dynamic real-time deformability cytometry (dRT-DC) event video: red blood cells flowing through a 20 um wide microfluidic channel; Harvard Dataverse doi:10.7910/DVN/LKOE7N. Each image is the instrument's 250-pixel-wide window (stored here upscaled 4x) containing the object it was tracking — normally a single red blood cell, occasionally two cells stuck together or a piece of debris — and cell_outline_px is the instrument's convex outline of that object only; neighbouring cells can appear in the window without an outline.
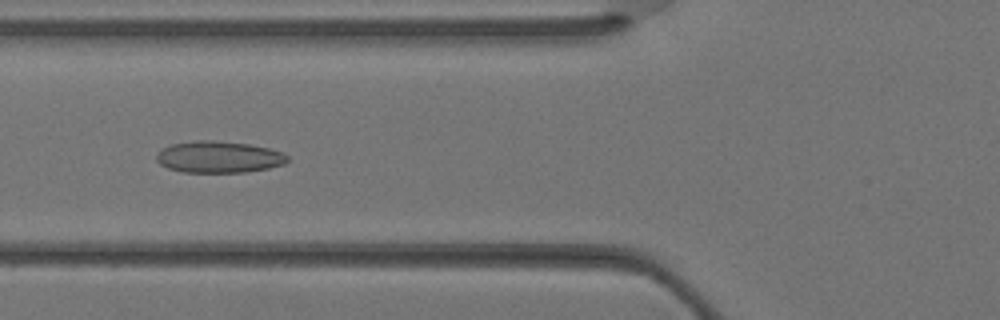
{"species": "Egyptian fruit bat (a non-hibernating species)", "species_latin": "Rousettus aegyptiacus", "temperature_condition": "warm", "stored_images_in_passage": 31, "camera_frame_rate_fps": 3000, "um_per_image_px": 0.085, "animal": {"sex": "female"}, "frame": {"image": 1, "passage_image": 12, "time_ms": 3.667, "image_size_px": [1000, 320], "cell_outline_px": [[288, 160], [284, 164], [268, 168], [244, 172], [180, 172], [168, 168], [160, 164], [156, 160], [156, 156], [164, 148], [172, 144], [196, 140], [212, 140], [248, 144], [268, 148], [284, 152], [288, 156]], "centroid_in_image_um": [18.61, 13.35], "position_along_channel_um": 107.2, "area_um2": 24.04}}
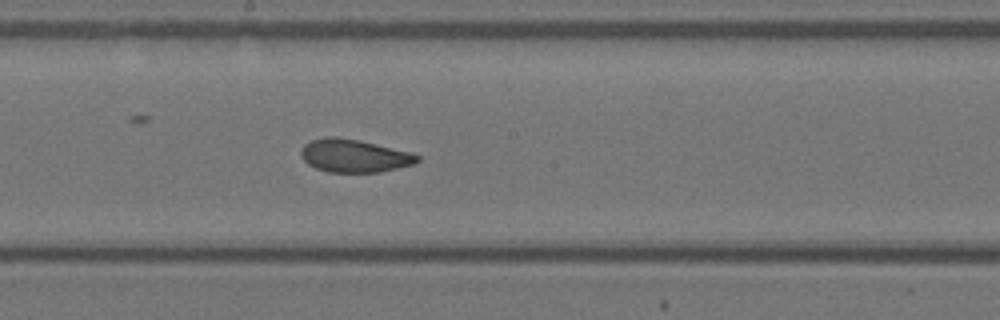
{"frame": {"image": 2, "passage_image": 18, "time_ms": 5.667, "image_size_px": [1000, 320], "cell_outline_px": [[420, 160], [412, 164], [380, 172], [328, 172], [316, 168], [308, 164], [300, 156], [300, 148], [304, 144], [312, 140], [328, 136], [336, 136], [360, 140], [408, 152], [420, 156]], "centroid_in_image_um": [30.05, 13.23], "position_along_channel_um": 218.2, "area_um2": 22.25}}
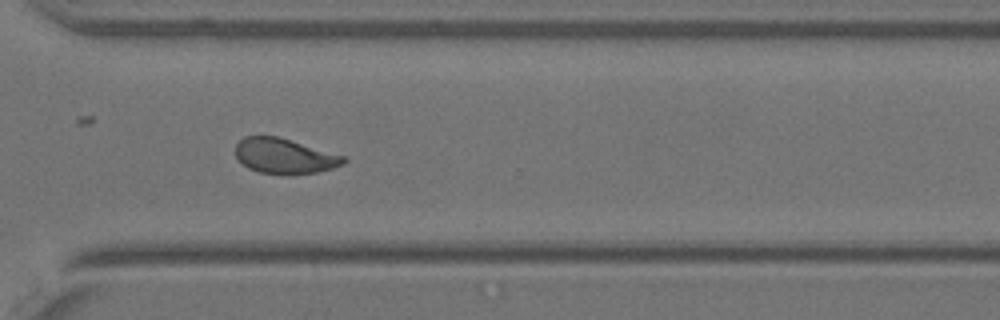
{"frame": {"image": 3, "passage_image": 25, "time_ms": 8.0, "image_size_px": [1000, 320], "cell_outline_px": [[348, 160], [344, 164], [332, 168], [316, 172], [260, 172], [248, 168], [236, 156], [236, 144], [244, 136], [276, 136], [344, 156]], "centroid_in_image_um": [24.17, 13.23], "position_along_channel_um": 346.4, "area_um2": 21.27}}